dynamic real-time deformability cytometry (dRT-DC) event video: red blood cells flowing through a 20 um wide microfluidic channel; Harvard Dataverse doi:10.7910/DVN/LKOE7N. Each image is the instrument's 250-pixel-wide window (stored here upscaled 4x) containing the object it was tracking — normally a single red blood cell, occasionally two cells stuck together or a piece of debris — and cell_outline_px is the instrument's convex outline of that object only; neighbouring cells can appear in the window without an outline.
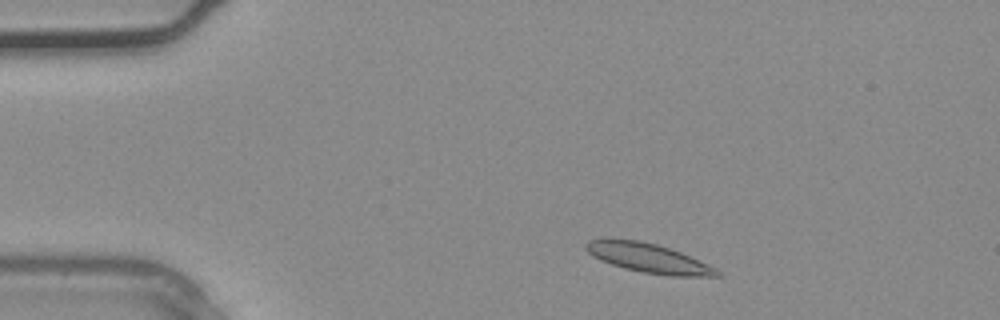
{"species": "common noctule bat (a hibernating species)", "species_latin": "Nyctalus noctula", "temperature_condition": "warm", "stored_images_in_passage": 35, "camera_frame_rate_fps": 3000, "um_per_image_px": 0.085, "animal": {"sex": "male", "body_mass_g": 20.4}, "frame": {"image": 1, "passage_image": 3, "time_ms": 0.667, "image_size_px": [1000, 320], "cell_outline_px": [[720, 276], [668, 276], [644, 272], [624, 268], [600, 260], [592, 256], [584, 248], [584, 244], [588, 240], [604, 236], [640, 240], [672, 248], [708, 264], [716, 268], [720, 272]], "centroid_in_image_um": [55.03, 21.89], "position_along_channel_um": 30.0, "area_um2": 22.89}}
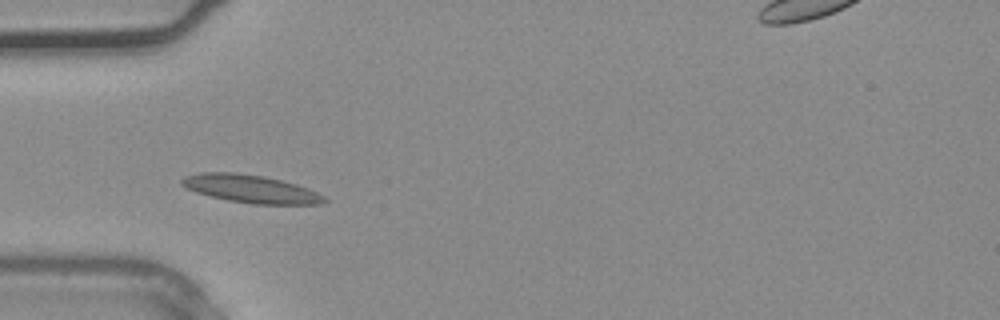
{"frame": {"image": 2, "passage_image": 8, "time_ms": 2.333, "image_size_px": [1000, 320], "cell_outline_px": [[328, 200], [320, 204], [252, 204], [228, 200], [196, 192], [180, 184], [180, 180], [184, 176], [200, 172], [236, 172], [264, 176], [296, 184], [308, 188], [324, 196]], "centroid_in_image_um": [21.3, 16.04], "position_along_channel_um": 63.7, "area_um2": 23.12}}
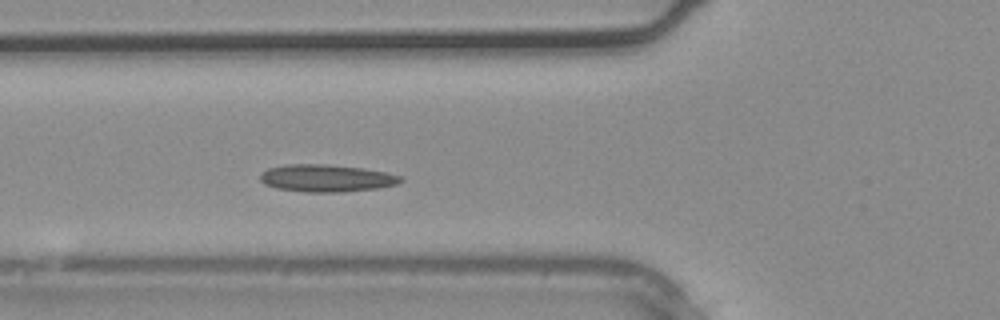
{"frame": {"image": 3, "passage_image": 10, "time_ms": 3.0, "image_size_px": [1000, 320], "cell_outline_px": [[404, 180], [396, 184], [376, 188], [340, 192], [308, 192], [276, 188], [264, 184], [260, 180], [260, 172], [268, 168], [288, 164], [324, 164], [364, 168], [384, 172], [400, 176]], "centroid_in_image_um": [27.7, 15.14], "position_along_channel_um": 98.1, "area_um2": 22.25}}